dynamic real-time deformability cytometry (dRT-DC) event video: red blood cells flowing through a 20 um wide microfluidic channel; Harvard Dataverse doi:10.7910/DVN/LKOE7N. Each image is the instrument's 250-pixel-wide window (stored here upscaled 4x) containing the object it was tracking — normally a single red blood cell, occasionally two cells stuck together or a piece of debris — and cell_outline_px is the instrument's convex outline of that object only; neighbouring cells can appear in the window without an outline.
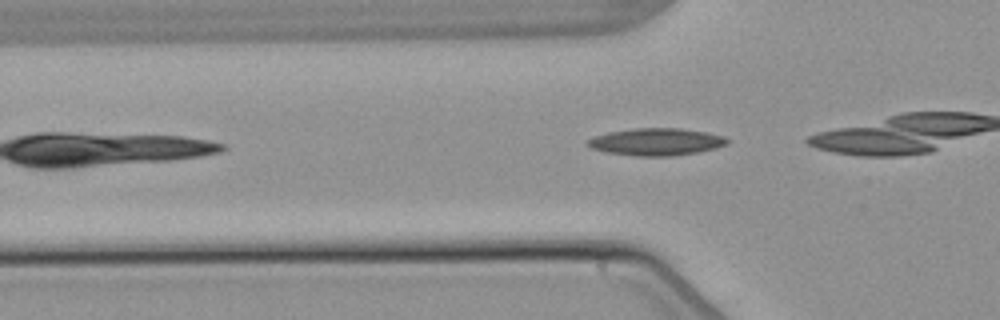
{"species": "common noctule bat (a hibernating species)", "species_latin": "Nyctalus noctula", "temperature_condition": "warm", "stored_images_in_passage": 6, "camera_frame_rate_fps": 3000, "um_per_image_px": 0.085, "animal": {"sex": "male", "body_mass_g": 21.5, "forearm_length_mm": 52.0}, "frame": {"image": 1, "passage_image": 4, "time_ms": 3.667, "image_size_px": [1000, 320], "cell_outline_px": [[728, 144], [696, 152], [672, 156], [636, 156], [604, 152], [592, 148], [584, 144], [588, 140], [596, 136], [608, 132], [632, 128], [680, 128], [704, 132], [724, 136], [728, 140]], "centroid_in_image_um": [55.73, 12.05], "position_along_channel_um": 70.1, "area_um2": 22.02}}